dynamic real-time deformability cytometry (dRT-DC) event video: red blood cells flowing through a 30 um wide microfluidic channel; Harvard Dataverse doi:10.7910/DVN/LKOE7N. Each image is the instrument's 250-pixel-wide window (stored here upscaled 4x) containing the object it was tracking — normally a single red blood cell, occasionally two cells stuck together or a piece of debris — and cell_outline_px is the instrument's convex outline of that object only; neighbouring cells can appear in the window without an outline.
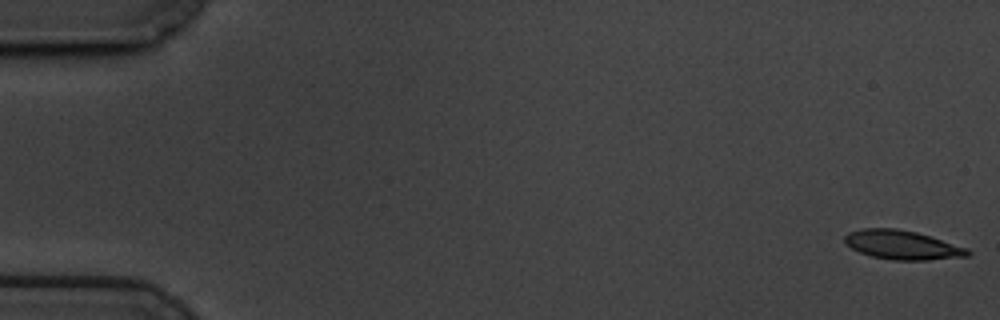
{"species": "common noctule bat (a hibernating species)", "species_latin": "Nyctalus noctula", "temperature_condition": "cold", "stored_images_in_passage": 59, "camera_frame_rate_fps": 3000, "um_per_image_px": 0.085, "animal": {"sex": "male", "body_mass_g": 19.5, "forearm_length_mm": 54.6}, "frame": {"image": 1, "passage_image": 1, "time_ms": 0.0, "image_size_px": [1000, 320], "cell_outline_px": [[972, 252], [968, 256], [928, 260], [892, 260], [872, 256], [860, 252], [844, 244], [844, 236], [848, 232], [860, 228], [896, 228], [916, 232], [968, 248]], "centroid_in_image_um": [76.66, 20.81], "position_along_channel_um": 8.3, "area_um2": 20.87}}
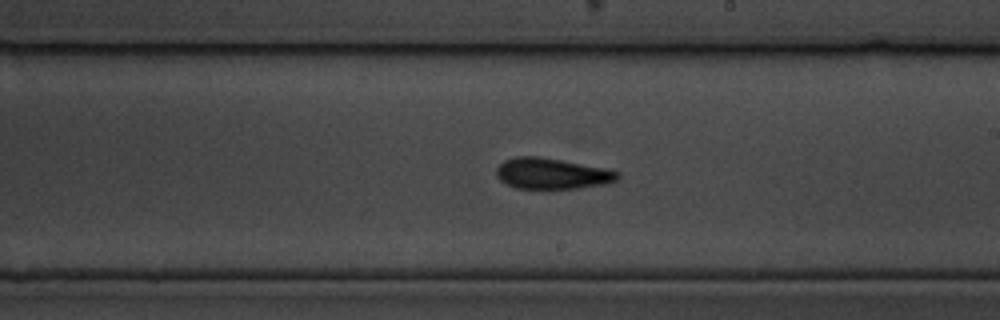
{"frame": {"image": 2, "passage_image": 34, "time_ms": 11.0, "image_size_px": [1000, 320], "cell_outline_px": [[620, 176], [616, 180], [608, 184], [580, 188], [516, 188], [500, 180], [496, 176], [496, 168], [504, 160], [516, 156], [540, 156], [608, 168], [620, 172]], "centroid_in_image_um": [46.95, 14.74], "position_along_channel_um": 242.0, "area_um2": 22.08}}
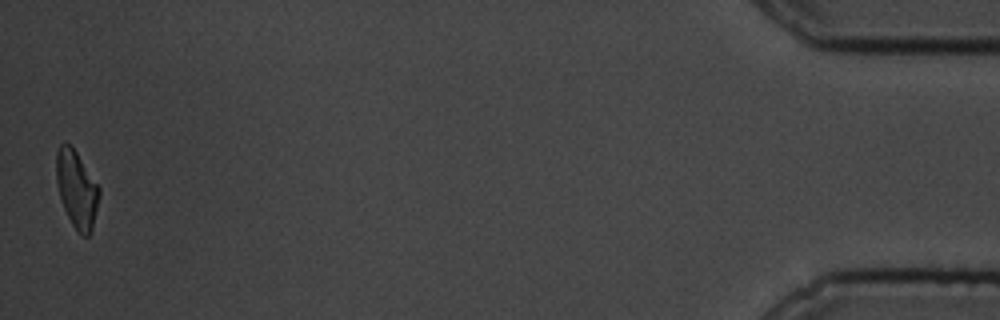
{"frame": {"image": 3, "passage_image": 58, "time_ms": 19.0, "image_size_px": [1000, 320], "cell_outline_px": [[100, 196], [92, 232], [88, 236], [80, 236], [76, 232], [60, 200], [56, 180], [56, 152], [60, 144], [72, 144], [100, 188]], "centroid_in_image_um": [6.53, 16.1], "position_along_channel_um": 428.7, "area_um2": 19.65}, "authors_computed_cell_mechanics": {"area_um2": 21.3282, "velocity_mm_per_s": 3.4366, "shape_relaxation_time_tau1_ms": 3.1859, "shape_relaxation_time_tau2_ms": 4.0374, "deformation_change_tau1": 0.1092, "deformation_change_tau2": 0.1113}}